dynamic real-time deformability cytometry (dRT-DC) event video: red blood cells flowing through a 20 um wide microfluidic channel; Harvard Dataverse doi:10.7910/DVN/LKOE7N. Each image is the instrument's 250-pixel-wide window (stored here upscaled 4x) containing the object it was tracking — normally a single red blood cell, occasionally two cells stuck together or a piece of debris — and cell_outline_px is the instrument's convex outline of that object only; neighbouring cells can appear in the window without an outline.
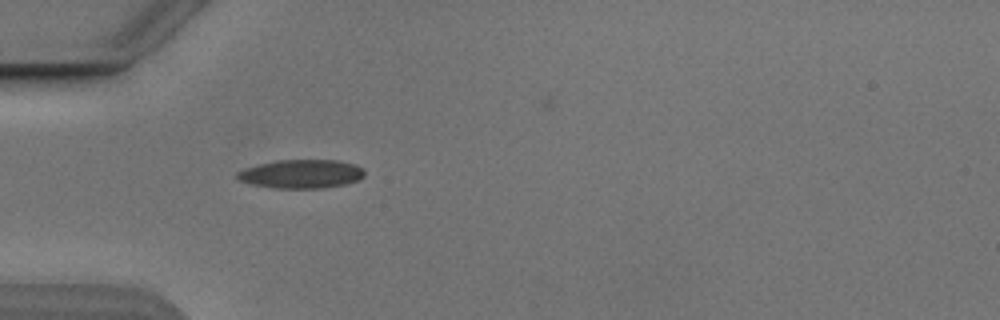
{"species": "Egyptian fruit bat (a non-hibernating species)", "species_latin": "Rousettus aegyptiacus", "temperature_condition": "cold", "stored_images_in_passage": 31, "camera_frame_rate_fps": 3000, "um_per_image_px": 0.085, "animal": {"sex": "male"}, "frame": {"image": 1, "passage_image": 1, "time_ms": 0.0, "image_size_px": [1000, 320], "cell_outline_px": [[364, 176], [360, 180], [344, 184], [324, 188], [276, 188], [252, 184], [240, 180], [236, 176], [236, 172], [244, 168], [276, 160], [336, 160], [356, 164], [364, 168]], "centroid_in_image_um": [25.64, 14.78], "position_along_channel_um": 59.4, "area_um2": 21.33}}
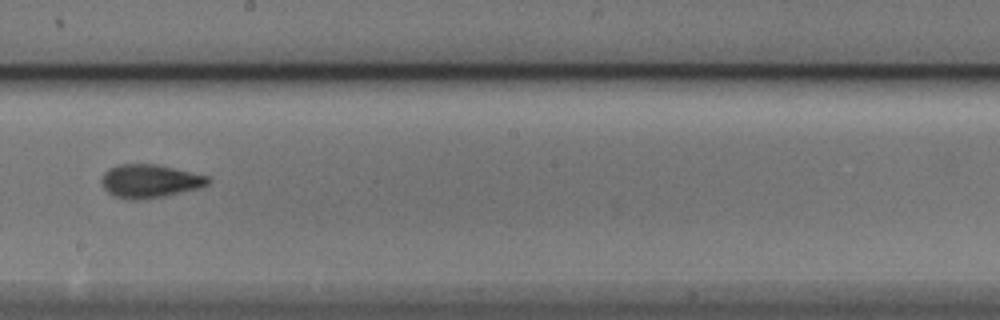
{"frame": {"image": 2, "passage_image": 15, "time_ms": 4.667, "image_size_px": [1000, 320], "cell_outline_px": [[212, 180], [208, 184], [200, 188], [164, 196], [136, 200], [128, 200], [112, 196], [104, 188], [100, 180], [104, 172], [108, 168], [116, 164], [156, 164], [208, 176]], "centroid_in_image_um": [12.7, 15.39], "position_along_channel_um": 235.5, "area_um2": 20.87}}
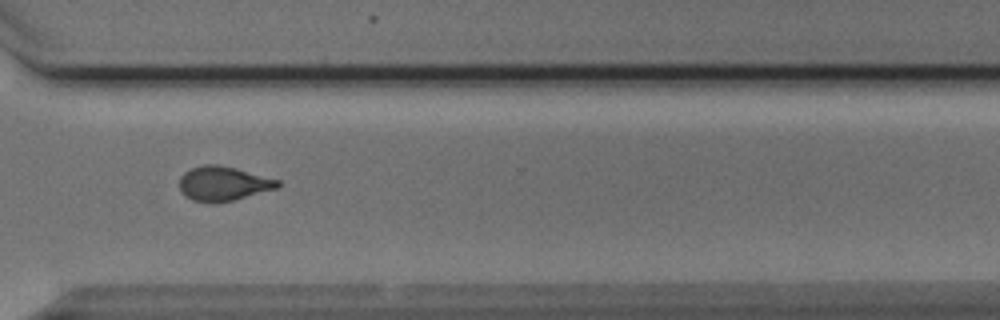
{"frame": {"image": 3, "passage_image": 24, "time_ms": 7.667, "image_size_px": [1000, 320], "cell_outline_px": [[280, 188], [232, 200], [192, 200], [184, 196], [180, 188], [180, 176], [184, 172], [192, 168], [204, 164], [216, 164], [236, 168], [280, 180]], "centroid_in_image_um": [19.01, 15.57], "position_along_channel_um": 351.6, "area_um2": 19.31}}